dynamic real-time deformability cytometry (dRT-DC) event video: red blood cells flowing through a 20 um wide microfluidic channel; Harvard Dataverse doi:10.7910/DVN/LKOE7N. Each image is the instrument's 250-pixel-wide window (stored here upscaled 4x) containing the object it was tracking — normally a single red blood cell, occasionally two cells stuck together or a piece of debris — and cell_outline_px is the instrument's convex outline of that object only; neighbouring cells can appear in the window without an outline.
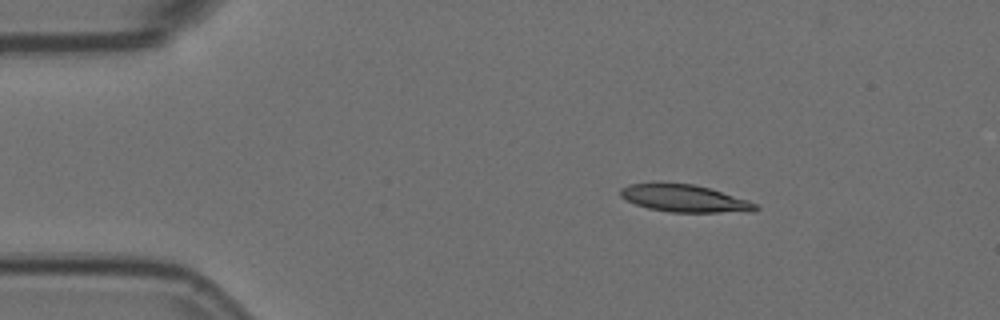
{"species": "Egyptian fruit bat (a non-hibernating species)", "species_latin": "Rousettus aegyptiacus", "temperature_condition": "room temperature", "stored_images_in_passage": 3, "camera_frame_rate_fps": 3000, "um_per_image_px": 0.085, "animal": {"sex": "female"}, "frame": {"image": 1, "passage_image": 1, "time_ms": 0.0, "image_size_px": [1000, 320], "cell_outline_px": [[760, 208], [752, 212], [672, 212], [648, 208], [636, 204], [620, 196], [620, 188], [628, 184], [692, 184], [708, 188], [748, 200], [756, 204]], "centroid_in_image_um": [58.21, 16.88], "position_along_channel_um": 26.8, "area_um2": 21.04}}